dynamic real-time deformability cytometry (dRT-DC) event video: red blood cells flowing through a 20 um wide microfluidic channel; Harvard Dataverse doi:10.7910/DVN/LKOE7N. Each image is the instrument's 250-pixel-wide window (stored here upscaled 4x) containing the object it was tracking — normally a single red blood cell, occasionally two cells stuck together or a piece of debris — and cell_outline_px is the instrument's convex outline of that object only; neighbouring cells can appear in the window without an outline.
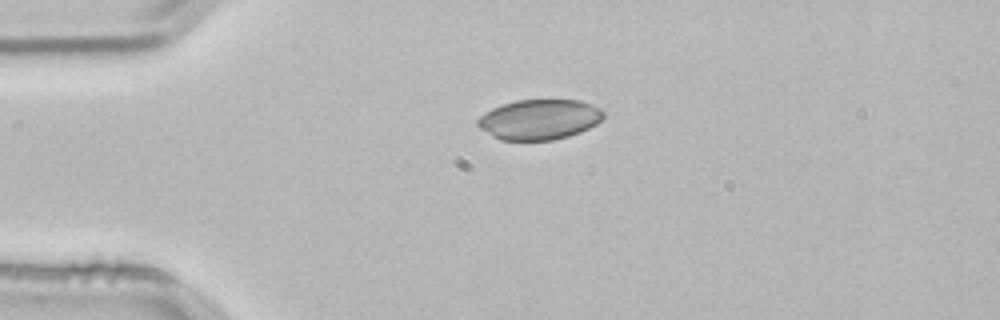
{"species": "common noctule bat (a hibernating species)", "species_latin": "Nyctalus noctula", "temperature_condition": "room temperature", "stored_images_in_passage": 42, "camera_frame_rate_fps": 3000, "um_per_image_px": 0.085, "animal": {"sex": "male", "body_mass_g": 21.5, "forearm_length_mm": 52.0}, "frame": {"image": 1, "passage_image": 1, "time_ms": 0.0, "image_size_px": [1000, 320], "cell_outline_px": [[604, 116], [596, 124], [580, 132], [568, 136], [552, 140], [500, 140], [492, 136], [480, 128], [476, 124], [476, 120], [484, 112], [492, 108], [516, 100], [580, 100], [592, 104], [600, 108], [604, 112]], "centroid_in_image_um": [45.83, 10.15], "position_along_channel_um": 39.2, "area_um2": 29.48}}
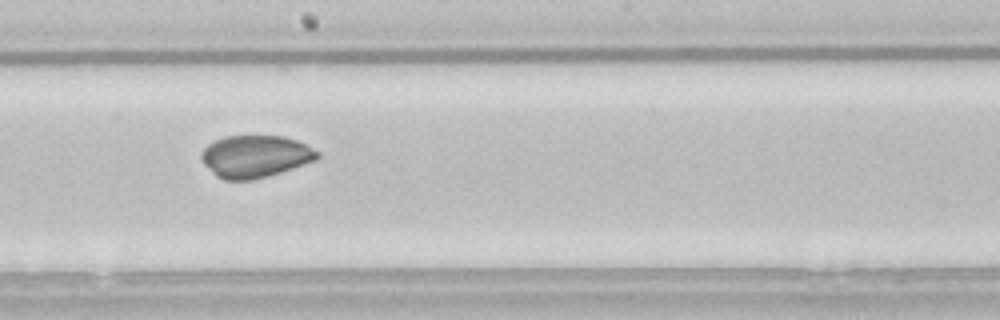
{"frame": {"image": 2, "passage_image": 18, "time_ms": 5.667, "image_size_px": [1000, 320], "cell_outline_px": [[320, 156], [316, 160], [268, 176], [252, 180], [224, 180], [216, 176], [204, 164], [200, 156], [204, 148], [208, 144], [224, 136], [284, 136], [296, 140], [320, 152]], "centroid_in_image_um": [21.68, 13.29], "position_along_channel_um": 226.5, "area_um2": 28.44}}
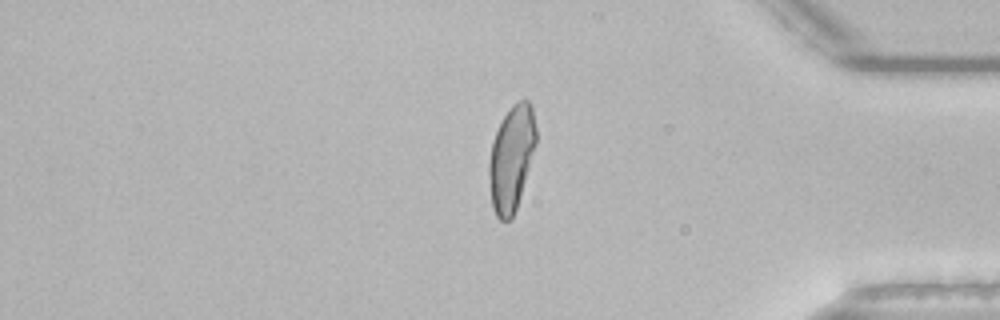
{"frame": {"image": 3, "passage_image": 33, "time_ms": 10.667, "image_size_px": [1000, 320], "cell_outline_px": [[536, 144], [520, 196], [516, 208], [512, 216], [508, 220], [500, 220], [496, 216], [492, 208], [488, 176], [488, 164], [492, 140], [504, 116], [512, 104], [520, 100], [528, 100], [532, 108], [536, 128]], "centroid_in_image_um": [43.45, 13.44], "position_along_channel_um": 391.7, "area_um2": 28.67}, "authors_computed_cell_mechanics": {"area_um2": 29.3913, "velocity_mm_per_s": 3.8199, "shape_relaxation_time_tau1_ms": 8.3715, "shape_relaxation_time_tau2_ms": 4.901, "deformation_change_tau1": 0.2254, "deformation_change_tau2": 0.0597}}